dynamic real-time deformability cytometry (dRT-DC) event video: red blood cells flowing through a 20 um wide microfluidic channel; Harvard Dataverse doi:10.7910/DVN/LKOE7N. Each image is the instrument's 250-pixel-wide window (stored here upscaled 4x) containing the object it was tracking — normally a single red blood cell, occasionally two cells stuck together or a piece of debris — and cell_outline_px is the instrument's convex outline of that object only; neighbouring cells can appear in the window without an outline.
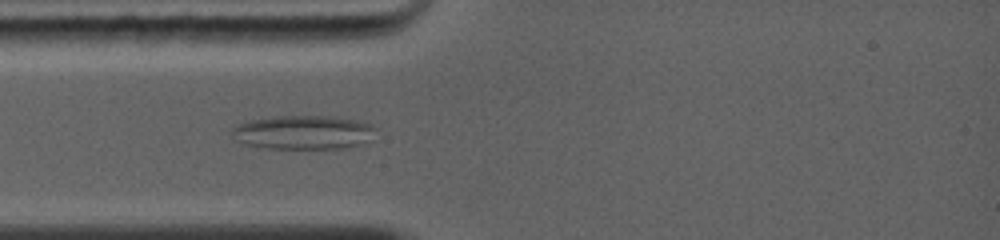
{"species": "common noctule bat (a hibernating species)", "species_latin": "Nyctalus noctula", "temperature_condition": "warm", "stored_images_in_passage": 73, "camera_frame_rate_fps": 5000, "um_per_image_px": 0.085, "animal": {"sex": "female", "body_mass_g": 19.0, "forearm_length_mm": 56.7}, "frame": {"image": 1, "passage_image": 11, "time_ms": 2.8, "image_size_px": [1000, 240], "cell_outline_px": [[372, 128], [356, 144], [344, 148], [268, 148], [244, 144], [232, 136], [232, 128], [236, 124], [248, 120], [272, 116], [336, 116], [356, 120], [372, 124]], "centroid_in_image_um": [25.59, 11.22], "position_along_channel_um": 59.4, "area_um2": 27.63}}
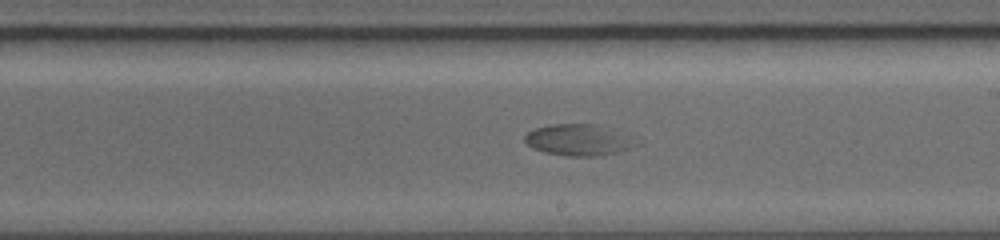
{"frame": {"image": 2, "passage_image": 29, "time_ms": 7.2, "image_size_px": [1000, 240], "cell_outline_px": [[628, 148], [620, 152], [600, 156], [568, 156], [544, 152], [532, 148], [524, 140], [524, 136], [528, 132], [536, 128], [548, 124], [600, 124]], "centroid_in_image_um": [48.81, 11.91], "position_along_channel_um": 240.2, "area_um2": 18.61}}
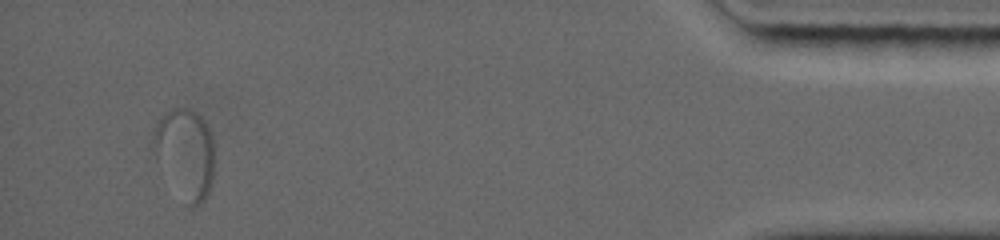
{"frame": {"image": 3, "passage_image": 67, "time_ms": 13.8, "image_size_px": [1000, 240], "cell_outline_px": [[212, 184], [204, 200], [200, 204], [192, 208], [188, 204], [156, 156], [152, 144], [152, 128], [164, 112], [176, 108], [188, 108], [196, 112], [208, 124], [212, 136]], "centroid_in_image_um": [15.75, 12.94], "position_along_channel_um": 419.5, "area_um2": 31.1}}